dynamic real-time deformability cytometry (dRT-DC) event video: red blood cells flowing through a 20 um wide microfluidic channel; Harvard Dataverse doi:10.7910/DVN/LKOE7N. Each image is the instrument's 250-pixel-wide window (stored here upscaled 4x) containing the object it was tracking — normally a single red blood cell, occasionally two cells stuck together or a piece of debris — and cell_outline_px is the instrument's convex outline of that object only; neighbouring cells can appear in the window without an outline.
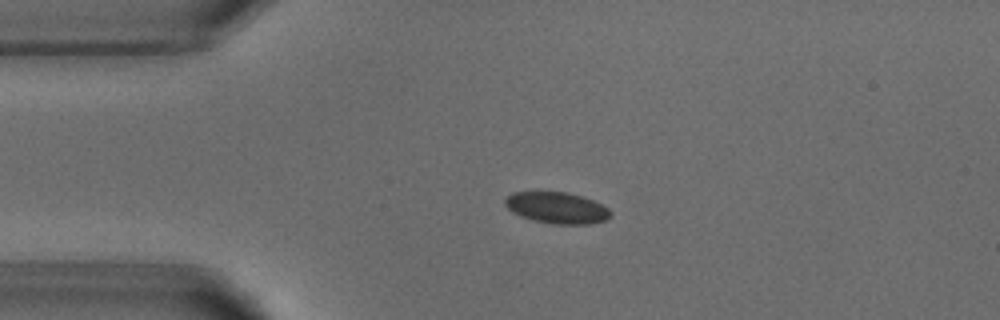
{"species": "common noctule bat (a hibernating species)", "species_latin": "Nyctalus noctula", "temperature_condition": "warm", "stored_images_in_passage": 43, "camera_frame_rate_fps": 3000, "um_per_image_px": 0.085, "animal": {"sex": "male", "body_mass_g": 18.8}, "frame": {"image": 1, "passage_image": 2, "time_ms": 0.333, "image_size_px": [1000, 320], "cell_outline_px": [[612, 216], [608, 220], [588, 224], [552, 224], [532, 220], [520, 216], [512, 212], [504, 204], [504, 200], [512, 192], [568, 192], [592, 200], [608, 208], [612, 212]], "centroid_in_image_um": [47.34, 17.67], "position_along_channel_um": 37.7, "area_um2": 19.36}}
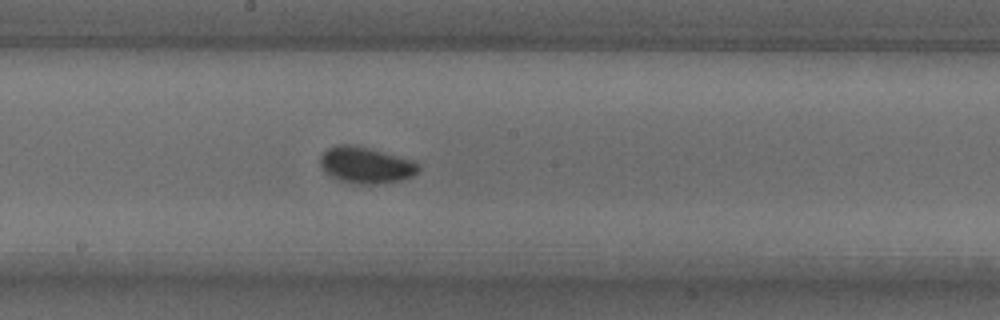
{"frame": {"image": 2, "passage_image": 18, "time_ms": 5.667, "image_size_px": [1000, 320], "cell_outline_px": [[420, 168], [412, 176], [400, 180], [376, 184], [360, 184], [336, 180], [324, 172], [320, 164], [320, 156], [328, 148], [340, 144], [348, 144], [368, 148], [416, 160], [420, 164]], "centroid_in_image_um": [31.1, 14.04], "position_along_channel_um": 217.1, "area_um2": 20.92}}
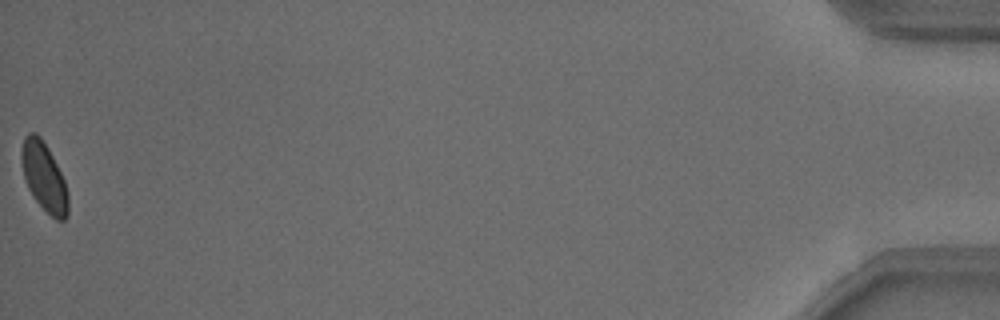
{"frame": {"image": 3, "passage_image": 43, "time_ms": 14.0, "image_size_px": [1000, 320], "cell_outline_px": [[68, 216], [64, 220], [56, 220], [36, 200], [28, 188], [24, 180], [20, 160], [20, 152], [24, 136], [28, 132], [36, 132], [40, 136], [48, 148], [64, 180], [68, 196]], "centroid_in_image_um": [3.71, 14.99], "position_along_channel_um": 431.5, "area_um2": 18.67}, "authors_computed_cell_mechanics": {"area_um2": 19.4786, "velocity_mm_per_s": 3.812, "shape_relaxation_time_tau1_ms": 2.1507, "shape_relaxation_time_tau2_ms": 2.6188, "deformation_change_tau1": 0.0527, "deformation_change_tau2": 0.0469}}